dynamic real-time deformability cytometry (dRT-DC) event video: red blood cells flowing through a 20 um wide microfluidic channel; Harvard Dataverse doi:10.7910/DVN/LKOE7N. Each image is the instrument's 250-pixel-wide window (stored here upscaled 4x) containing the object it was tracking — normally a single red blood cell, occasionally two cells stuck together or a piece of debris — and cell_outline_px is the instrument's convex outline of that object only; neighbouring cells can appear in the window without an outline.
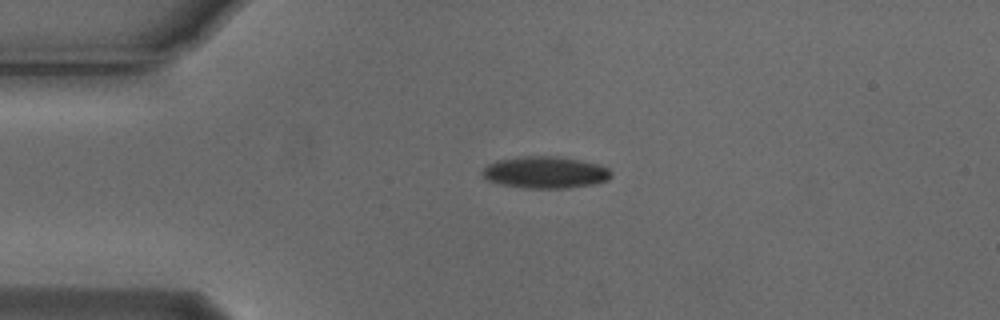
{"species": "Egyptian fruit bat (a non-hibernating species)", "species_latin": "Rousettus aegyptiacus", "temperature_condition": "cold", "stored_images_in_passage": 44, "camera_frame_rate_fps": 3000, "um_per_image_px": 0.085, "animal": {"sex": "male"}, "frame": {"image": 1, "passage_image": 1, "time_ms": 0.0, "image_size_px": [1000, 320], "cell_outline_px": [[612, 176], [604, 180], [592, 184], [568, 188], [528, 188], [500, 184], [488, 180], [480, 172], [488, 164], [496, 160], [520, 156], [556, 156], [580, 160], [596, 164], [608, 168], [612, 172]], "centroid_in_image_um": [46.31, 14.64], "position_along_channel_um": 38.7, "area_um2": 23.76}}
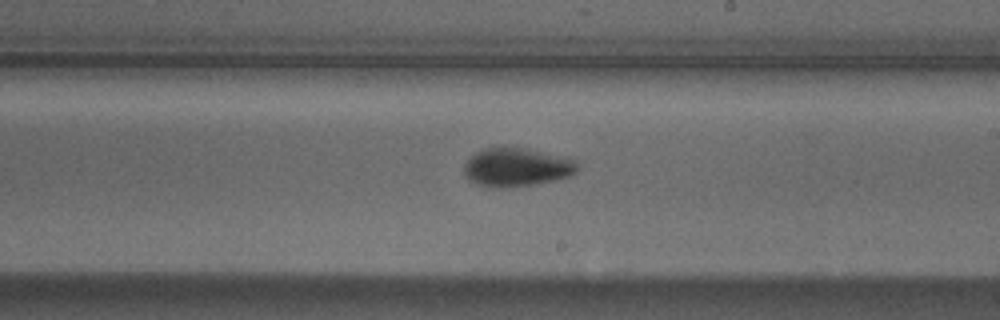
{"frame": {"image": 2, "passage_image": 20, "time_ms": 6.333, "image_size_px": [1000, 320], "cell_outline_px": [[576, 172], [568, 176], [552, 180], [532, 184], [504, 188], [488, 188], [476, 184], [468, 180], [464, 176], [464, 164], [476, 152], [484, 148], [524, 148], [572, 160], [576, 164]], "centroid_in_image_um": [43.79, 14.25], "position_along_channel_um": 245.2, "area_um2": 24.85}}
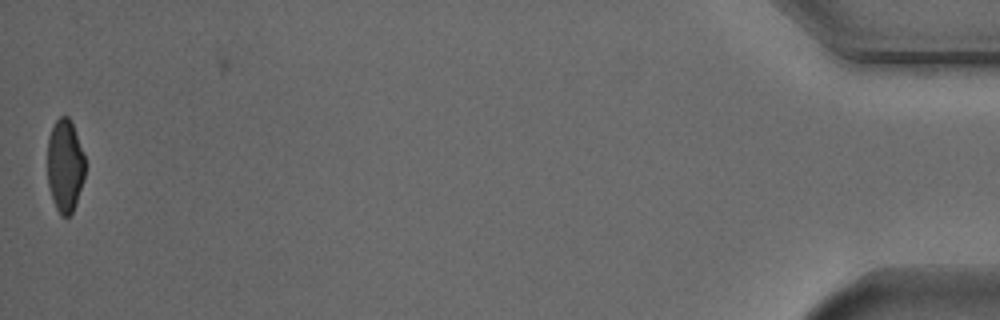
{"frame": {"image": 3, "passage_image": 43, "time_ms": 14.0, "image_size_px": [1000, 320], "cell_outline_px": [[84, 176], [72, 212], [68, 216], [60, 216], [52, 200], [48, 184], [48, 136], [56, 120], [60, 116], [68, 116], [72, 120], [84, 156]], "centroid_in_image_um": [5.5, 14.05], "position_along_channel_um": 429.7, "area_um2": 20.17}, "authors_computed_cell_mechanics": {"area_um2": 23.5535, "velocity_mm_per_s": 3.7221, "shape_relaxation_time_tau1_ms": 3.8642, "shape_relaxation_time_tau2_ms": 4.7481, "deformation_change_tau1": 0.1223, "deformation_change_tau2": 0.0802}}